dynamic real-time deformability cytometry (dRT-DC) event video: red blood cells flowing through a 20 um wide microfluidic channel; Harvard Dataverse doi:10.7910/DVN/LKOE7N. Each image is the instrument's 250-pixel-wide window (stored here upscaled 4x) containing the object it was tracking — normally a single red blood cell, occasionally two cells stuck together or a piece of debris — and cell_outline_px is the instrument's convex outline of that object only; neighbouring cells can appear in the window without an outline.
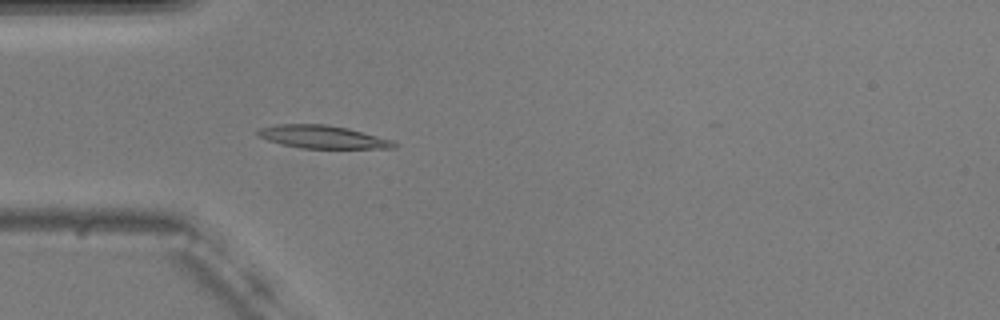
{"species": "common noctule bat (a hibernating species)", "species_latin": "Nyctalus noctula", "temperature_condition": "warm", "stored_images_in_passage": 43, "camera_frame_rate_fps": 3000, "um_per_image_px": 0.085, "animal": {"sex": "male", "body_mass_g": 20.5, "forearm_length_mm": 52.5}, "frame": {"image": 1, "passage_image": 4, "time_ms": 1.0, "image_size_px": [1000, 320], "cell_outline_px": [[400, 144], [396, 148], [300, 148], [280, 144], [256, 136], [256, 128], [276, 124], [324, 124], [348, 128], [392, 140]], "centroid_in_image_um": [27.37, 11.63], "position_along_channel_um": 57.6, "area_um2": 18.38}}
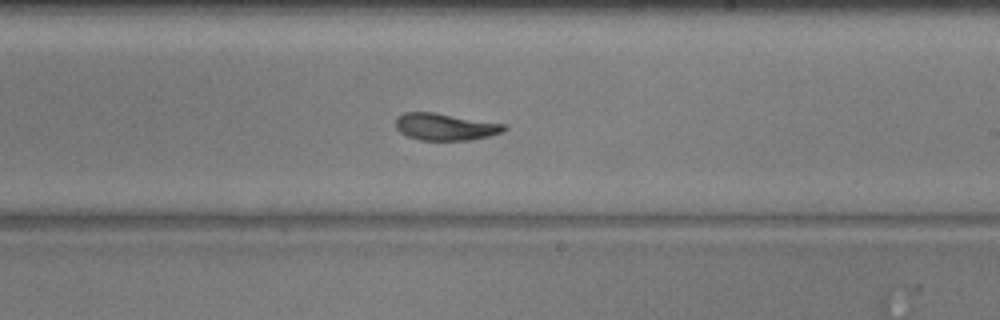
{"frame": {"image": 2, "passage_image": 20, "time_ms": 6.333, "image_size_px": [1000, 320], "cell_outline_px": [[508, 128], [504, 132], [488, 136], [468, 140], [420, 140], [408, 136], [400, 132], [396, 128], [396, 116], [404, 112], [432, 112], [504, 124]], "centroid_in_image_um": [37.82, 10.78], "position_along_channel_um": 251.2, "area_um2": 16.94}}
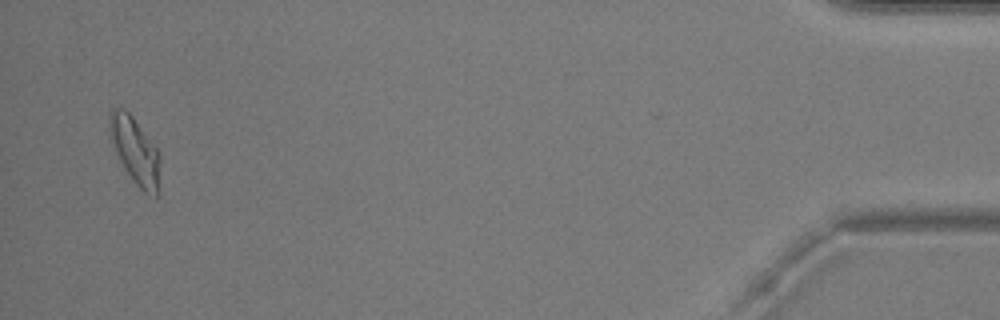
{"frame": {"image": 3, "passage_image": 41, "time_ms": 13.333, "image_size_px": [1000, 320], "cell_outline_px": [[160, 188], [156, 196], [144, 192], [136, 184], [120, 160], [112, 140], [108, 128], [108, 112], [112, 108], [124, 108], [132, 116], [156, 148], [160, 156]], "centroid_in_image_um": [11.49, 12.79], "position_along_channel_um": 423.7, "area_um2": 19.36}, "authors_computed_cell_mechanics": {"area_um2": 17.4556, "velocity_mm_per_s": 3.684, "shape_relaxation_time_tau1_ms": 3.4752, "shape_relaxation_time_tau2_ms": 1.8646, "deformation_change_tau1": 0.1758, "deformation_change_tau2": 0.1058}}